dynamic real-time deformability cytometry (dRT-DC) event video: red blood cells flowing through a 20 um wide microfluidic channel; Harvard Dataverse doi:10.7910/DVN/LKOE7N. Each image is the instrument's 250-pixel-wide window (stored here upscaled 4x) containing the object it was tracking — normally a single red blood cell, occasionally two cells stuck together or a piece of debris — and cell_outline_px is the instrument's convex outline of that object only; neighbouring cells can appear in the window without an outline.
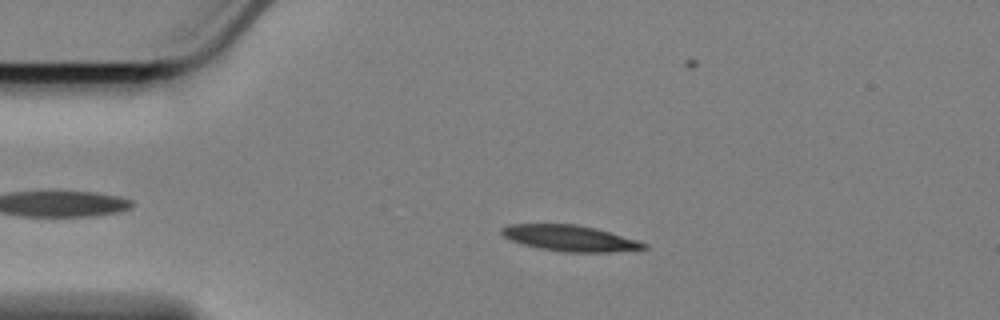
{"species": "Egyptian fruit bat (a non-hibernating species)", "species_latin": "Rousettus aegyptiacus", "temperature_condition": "cold", "stored_images_in_passage": 58, "camera_frame_rate_fps": 3000, "um_per_image_px": 0.085, "animal": {"sex": "female"}, "frame": {"image": 1, "passage_image": 11, "time_ms": 3.333, "image_size_px": [1000, 320], "cell_outline_px": [[648, 248], [608, 252], [564, 252], [540, 248], [508, 240], [500, 232], [500, 228], [508, 224], [576, 224], [596, 228], [636, 240], [648, 244]], "centroid_in_image_um": [48.4, 20.24], "position_along_channel_um": 36.6, "area_um2": 21.39}}
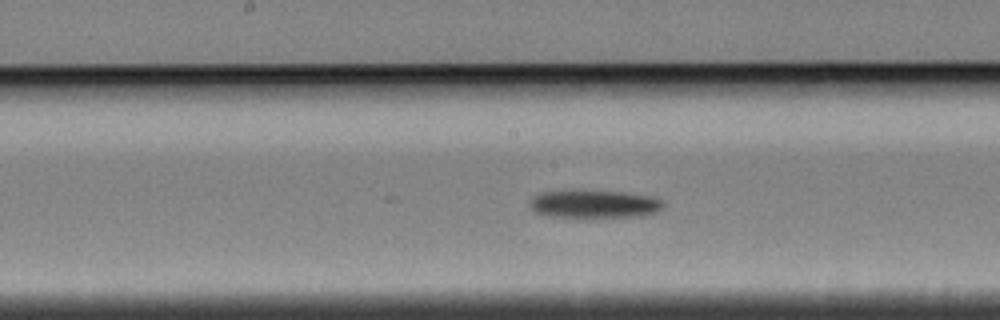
{"frame": {"image": 2, "passage_image": 28, "time_ms": 9.0, "image_size_px": [1000, 320], "cell_outline_px": [[664, 204], [656, 212], [640, 216], [592, 220], [580, 220], [544, 216], [532, 212], [528, 204], [528, 200], [532, 196], [540, 192], [620, 192], [652, 196], [660, 200]], "centroid_in_image_um": [50.4, 17.43], "position_along_channel_um": 197.8, "area_um2": 22.66}}
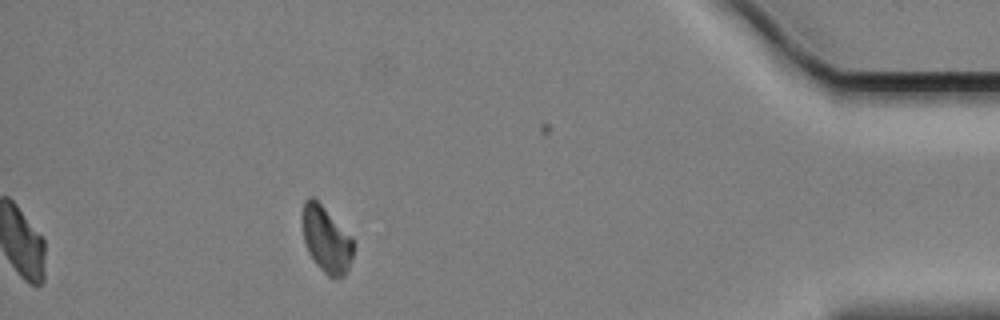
{"frame": {"image": 3, "passage_image": 51, "time_ms": 16.667, "image_size_px": [1000, 320], "cell_outline_px": [[356, 244], [352, 260], [344, 276], [328, 276], [316, 264], [308, 252], [304, 244], [300, 216], [304, 200], [308, 196], [312, 196], [352, 236]], "centroid_in_image_um": [27.72, 20.32], "position_along_channel_um": 407.5, "area_um2": 20.06}, "authors_computed_cell_mechanics": {"area_um2": 21.2415, "velocity_mm_per_s": 3.3987, "shape_relaxation_time_tau1_ms": 1.8716, "shape_relaxation_time_tau2_ms": null, "deformation_change_tau1": 0.0842, "deformation_change_tau2": null}}